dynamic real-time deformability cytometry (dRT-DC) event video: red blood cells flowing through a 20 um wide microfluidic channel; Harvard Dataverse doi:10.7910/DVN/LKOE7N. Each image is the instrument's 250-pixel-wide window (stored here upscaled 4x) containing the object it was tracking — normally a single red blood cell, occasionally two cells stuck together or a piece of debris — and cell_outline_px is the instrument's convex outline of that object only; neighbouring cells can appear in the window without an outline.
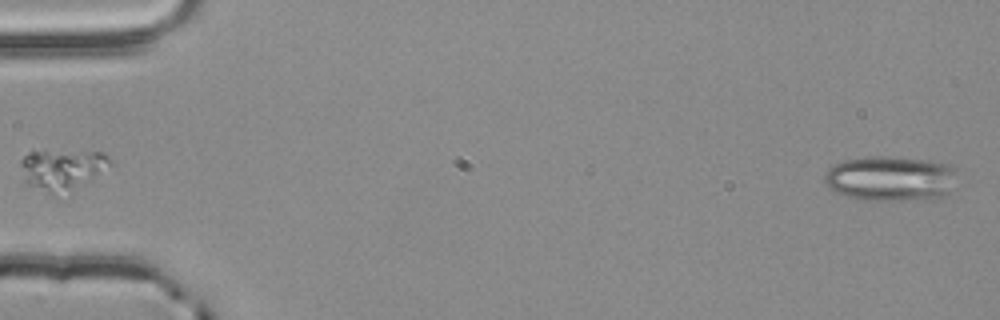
{"species": "common noctule bat (a hibernating species)", "species_latin": "Nyctalus noctula", "temperature_condition": "room temperature", "stored_images_in_passage": 5, "segment_of_instrument_passage": [2, 2], "camera_frame_rate_fps": 3000, "um_per_image_px": 0.085, "animal": {"sex": "male", "body_mass_g": 20.4}, "frame": {"image": 1, "passage_image": 5, "time_ms": 1.333, "image_size_px": [1000, 320], "cell_outline_px": [[956, 168], [952, 192], [928, 200], [864, 200], [848, 196], [836, 192], [828, 188], [824, 180], [824, 172], [828, 168], [844, 160], [868, 156], [900, 156], [928, 160], [948, 164]], "centroid_in_image_um": [75.7, 15.16], "position_along_channel_um": 9.3, "area_um2": 35.37}}